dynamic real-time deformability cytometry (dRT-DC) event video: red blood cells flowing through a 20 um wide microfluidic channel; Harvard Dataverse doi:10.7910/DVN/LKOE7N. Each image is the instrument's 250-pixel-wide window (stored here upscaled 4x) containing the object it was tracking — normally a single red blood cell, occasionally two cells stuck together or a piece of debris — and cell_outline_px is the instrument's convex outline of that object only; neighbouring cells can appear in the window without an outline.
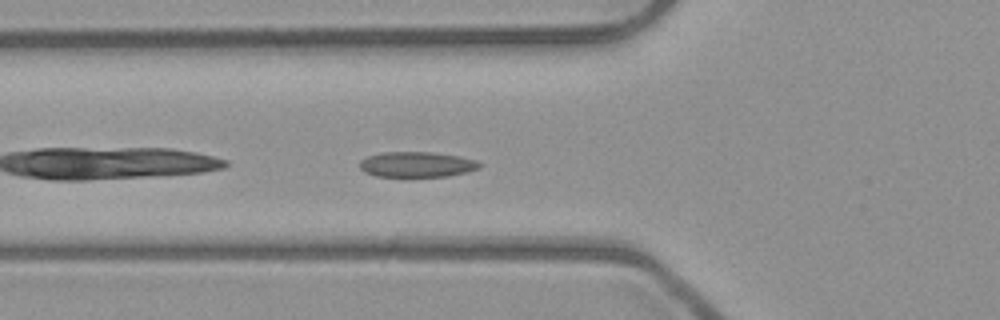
{"species": "common noctule bat (a hibernating species)", "species_latin": "Nyctalus noctula", "temperature_condition": "room temperature", "stored_images_in_passage": 38, "camera_frame_rate_fps": 3000, "um_per_image_px": 0.085, "animal": {"sex": "male", "body_mass_g": 23.1, "forearm_length_mm": 52.7}, "frame": {"image": 1, "passage_image": 4, "time_ms": 1.0, "image_size_px": [1000, 320], "cell_outline_px": [[480, 168], [448, 176], [376, 176], [364, 172], [360, 168], [360, 160], [368, 156], [384, 152], [432, 152], [460, 156], [476, 160], [480, 164]], "centroid_in_image_um": [35.41, 13.97], "position_along_channel_um": 90.4, "area_um2": 17.57}}
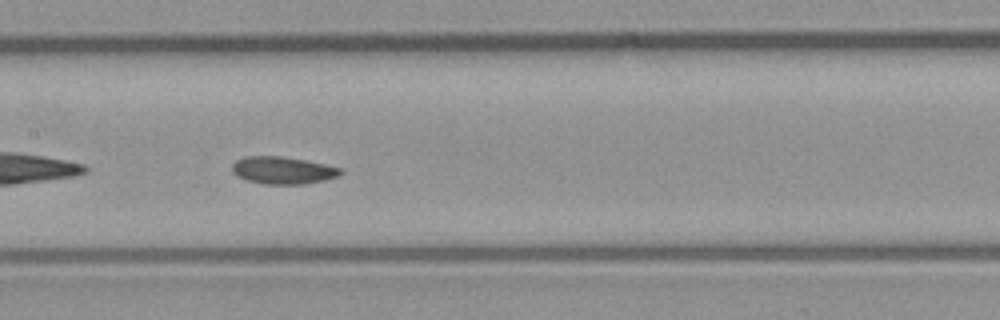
{"frame": {"image": 2, "passage_image": 11, "time_ms": 3.333, "image_size_px": [1000, 320], "cell_outline_px": [[344, 172], [340, 176], [324, 180], [304, 184], [264, 184], [244, 180], [236, 176], [232, 172], [232, 164], [236, 160], [244, 156], [280, 156], [304, 160], [344, 168]], "centroid_in_image_um": [24.04, 14.48], "position_along_channel_um": 183.4, "area_um2": 17.51}}
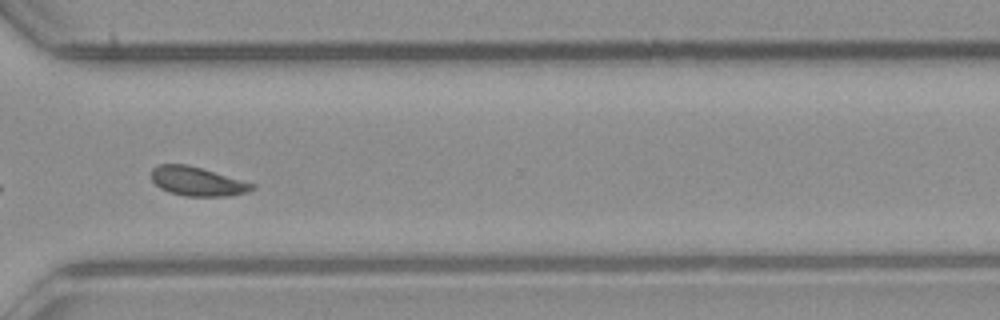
{"frame": {"image": 3, "passage_image": 24, "time_ms": 7.667, "image_size_px": [1000, 320], "cell_outline_px": [[256, 188], [248, 192], [228, 196], [184, 196], [168, 192], [160, 188], [152, 180], [152, 168], [160, 164], [188, 164], [256, 184]], "centroid_in_image_um": [16.79, 15.42], "position_along_channel_um": 353.8, "area_um2": 17.11}, "authors_computed_cell_mechanics": {"area_um2": 17.2822, "velocity_mm_per_s": 3.9447, "shape_relaxation_time_tau1_ms": 5.8768, "shape_relaxation_time_tau2_ms": 3.1344, "deformation_change_tau1": 0.1144, "deformation_change_tau2": 0.0675}}